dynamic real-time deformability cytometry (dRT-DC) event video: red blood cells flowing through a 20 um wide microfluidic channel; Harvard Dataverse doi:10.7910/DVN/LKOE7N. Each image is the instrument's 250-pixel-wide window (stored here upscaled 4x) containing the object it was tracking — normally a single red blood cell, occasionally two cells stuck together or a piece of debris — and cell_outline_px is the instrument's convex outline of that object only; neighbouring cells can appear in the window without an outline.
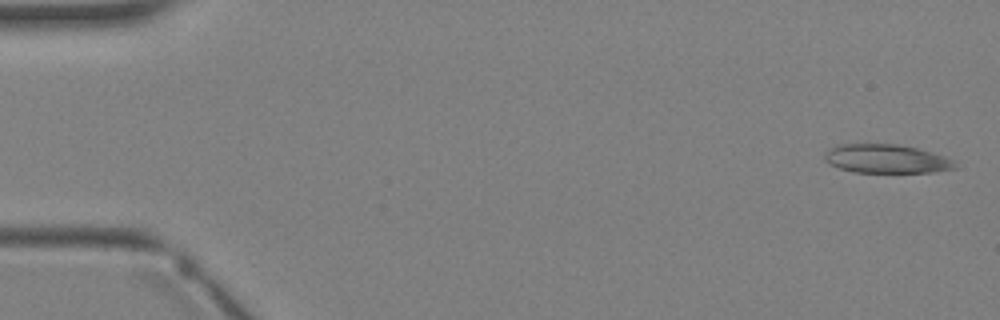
{"species": "Egyptian fruit bat (a non-hibernating species)", "species_latin": "Rousettus aegyptiacus", "temperature_condition": "warm", "stored_images_in_passage": 4, "segment_of_instrument_passage": [2, 2], "camera_frame_rate_fps": 3000, "um_per_image_px": 0.085, "animal": {"sex": "female"}, "frame": {"image": 1, "passage_image": 4, "time_ms": 4.333, "image_size_px": [1000, 320], "cell_outline_px": [[956, 168], [932, 172], [856, 172], [840, 168], [824, 160], [824, 152], [836, 144], [896, 144], [916, 148], [944, 156], [952, 160]], "centroid_in_image_um": [75.29, 13.49], "position_along_channel_um": 9.7, "area_um2": 21.56}}